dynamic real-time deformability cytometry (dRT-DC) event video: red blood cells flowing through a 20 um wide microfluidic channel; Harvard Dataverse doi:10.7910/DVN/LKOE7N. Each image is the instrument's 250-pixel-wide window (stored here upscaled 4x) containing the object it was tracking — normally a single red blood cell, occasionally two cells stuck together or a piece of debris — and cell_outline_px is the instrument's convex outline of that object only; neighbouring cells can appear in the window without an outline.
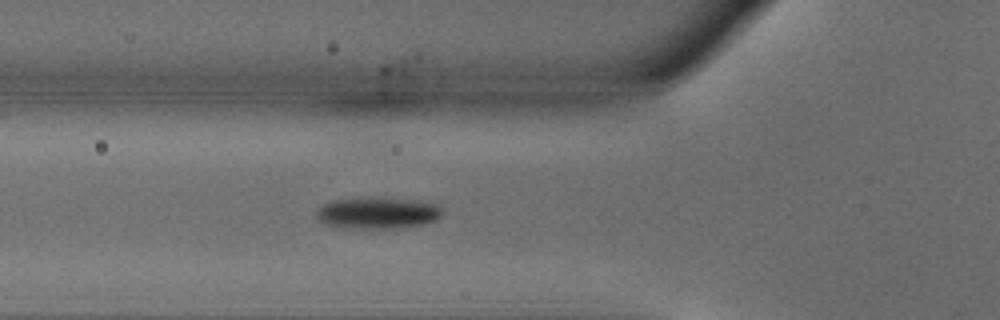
{"species": "common noctule bat (a hibernating species)", "species_latin": "Nyctalus noctula", "temperature_condition": "warm", "stored_images_in_passage": 33, "camera_frame_rate_fps": 3000, "um_per_image_px": 0.085, "animal": {"sex": "male", "body_mass_g": 18.8}, "frame": {"image": 1, "passage_image": 4, "time_ms": 1.0, "image_size_px": [1000, 320], "cell_outline_px": [[440, 216], [436, 220], [424, 224], [400, 228], [336, 228], [320, 220], [316, 216], [316, 212], [324, 204], [332, 200], [384, 196], [436, 204], [440, 208]], "centroid_in_image_um": [32.07, 18.1], "position_along_channel_um": 93.7, "area_um2": 23.18}}
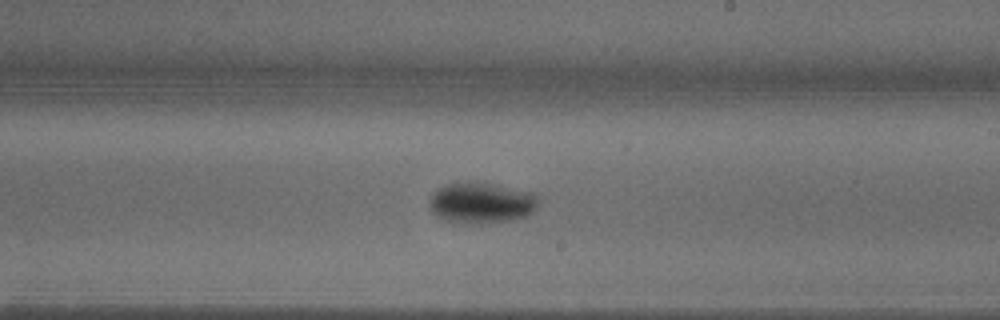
{"frame": {"image": 2, "passage_image": 16, "time_ms": 5.0, "image_size_px": [1000, 320], "cell_outline_px": [[540, 200], [536, 208], [528, 216], [512, 220], [480, 224], [452, 224], [440, 220], [428, 208], [428, 196], [440, 188], [448, 184], [472, 180], [476, 180], [536, 192], [540, 196]], "centroid_in_image_um": [40.9, 17.25], "position_along_channel_um": 248.1, "area_um2": 27.4}}
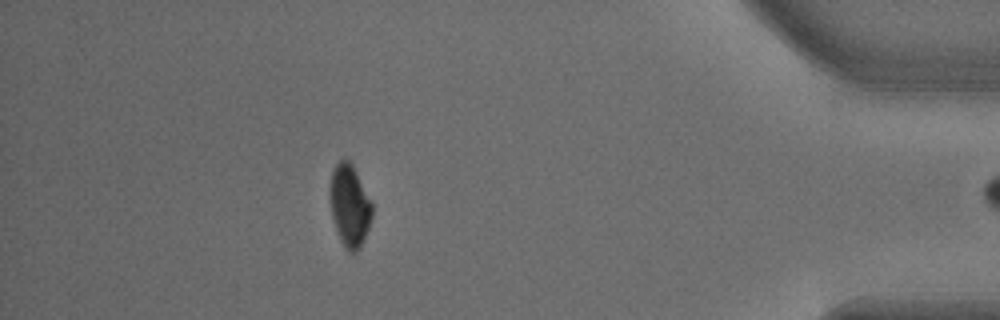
{"frame": {"image": 3, "passage_image": 32, "time_ms": 10.333, "image_size_px": [1000, 320], "cell_outline_px": [[372, 216], [368, 228], [360, 248], [356, 252], [348, 252], [344, 248], [340, 240], [332, 216], [332, 172], [336, 164], [344, 156], [352, 164], [372, 200]], "centroid_in_image_um": [29.76, 17.49], "position_along_channel_um": 405.4, "area_um2": 19.77}}